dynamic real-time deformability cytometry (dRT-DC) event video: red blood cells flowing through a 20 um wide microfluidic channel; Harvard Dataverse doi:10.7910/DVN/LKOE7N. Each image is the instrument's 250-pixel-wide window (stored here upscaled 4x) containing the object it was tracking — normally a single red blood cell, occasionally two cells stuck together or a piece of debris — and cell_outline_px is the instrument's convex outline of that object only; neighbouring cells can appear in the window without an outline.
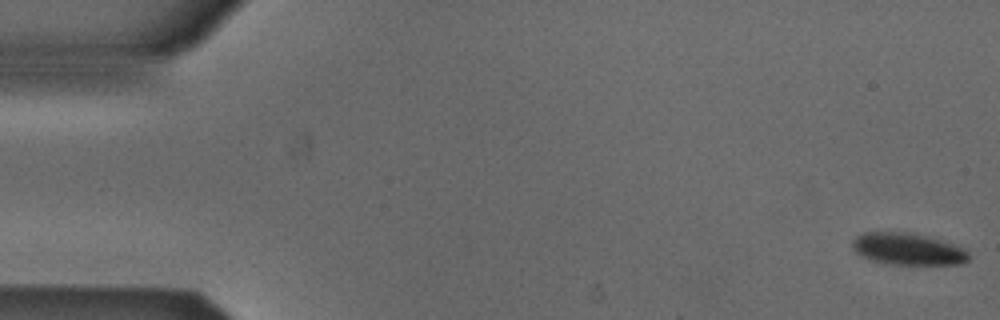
{"species": "Egyptian fruit bat (a non-hibernating species)", "species_latin": "Rousettus aegyptiacus", "temperature_condition": "cold", "stored_images_in_passage": 14, "camera_frame_rate_fps": 3000, "um_per_image_px": 0.085, "animal": {"sex": "male"}, "frame": {"image": 1, "passage_image": 1, "time_ms": 0.0, "image_size_px": [1000, 320], "cell_outline_px": [[968, 260], [960, 264], [892, 264], [872, 260], [856, 252], [852, 248], [852, 240], [856, 236], [864, 232], [908, 232], [928, 236], [940, 240], [960, 248], [968, 252]], "centroid_in_image_um": [77.11, 21.16], "position_along_channel_um": 7.9, "area_um2": 21.21}}
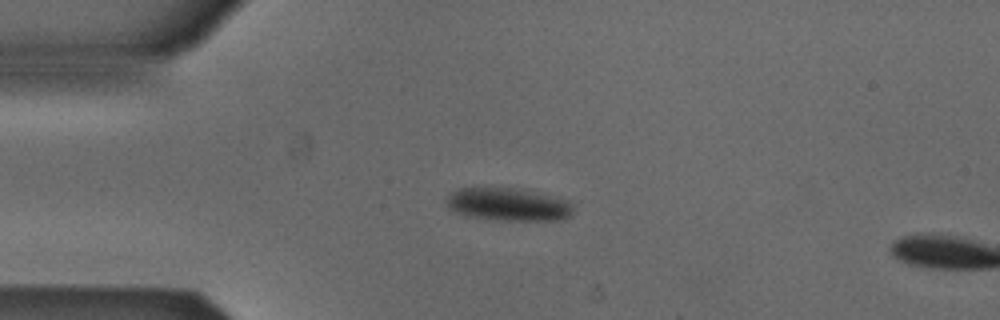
{"frame": {"image": 2, "passage_image": 13, "time_ms": 4.0, "image_size_px": [1000, 320], "cell_outline_px": [[572, 216], [564, 220], [500, 220], [464, 216], [448, 208], [444, 200], [452, 192], [460, 188], [512, 188], [536, 192], [568, 200], [572, 204]], "centroid_in_image_um": [43.19, 17.39], "position_along_channel_um": 41.8, "area_um2": 24.39}}